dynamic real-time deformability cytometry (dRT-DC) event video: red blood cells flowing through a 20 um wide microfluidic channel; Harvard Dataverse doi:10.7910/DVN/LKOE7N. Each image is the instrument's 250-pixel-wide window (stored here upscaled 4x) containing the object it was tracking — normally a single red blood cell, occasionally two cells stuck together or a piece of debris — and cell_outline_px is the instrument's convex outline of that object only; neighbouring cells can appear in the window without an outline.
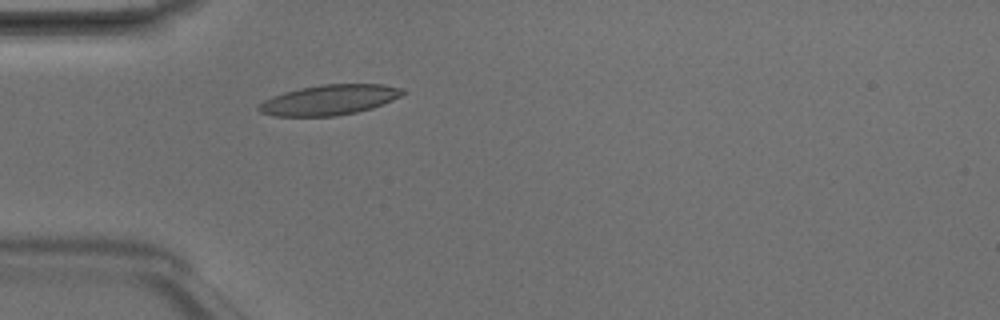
{"species": "Egyptian fruit bat (a non-hibernating species)", "species_latin": "Rousettus aegyptiacus", "temperature_condition": "room temperature", "stored_images_in_passage": 2, "camera_frame_rate_fps": 3000, "um_per_image_px": 0.085, "animal": {"sex": "male"}, "frame": {"image": 1, "passage_image": 2, "time_ms": 0.333, "image_size_px": [1000, 320], "cell_outline_px": [[408, 92], [392, 100], [372, 108], [356, 112], [336, 116], [272, 116], [260, 112], [256, 108], [264, 100], [272, 96], [284, 92], [300, 88], [324, 84], [384, 84], [404, 88]], "centroid_in_image_um": [28.01, 8.49], "position_along_channel_um": 57.0, "area_um2": 25.43}}